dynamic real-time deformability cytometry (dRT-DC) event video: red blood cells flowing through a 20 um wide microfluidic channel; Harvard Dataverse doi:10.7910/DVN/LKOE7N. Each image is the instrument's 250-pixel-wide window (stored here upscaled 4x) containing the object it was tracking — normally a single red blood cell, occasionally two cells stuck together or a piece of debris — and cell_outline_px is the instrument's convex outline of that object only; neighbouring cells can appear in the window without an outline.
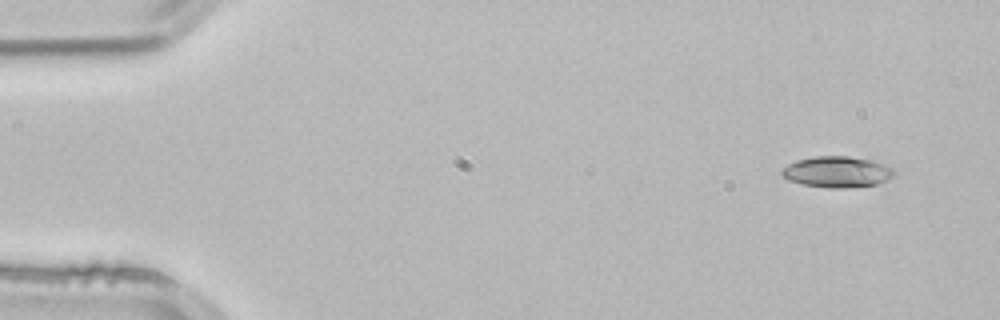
{"species": "common noctule bat (a hibernating species)", "species_latin": "Nyctalus noctula", "temperature_condition": "room temperature", "stored_images_in_passage": 3, "camera_frame_rate_fps": 3000, "um_per_image_px": 0.085, "animal": {"sex": "male", "body_mass_g": 21.5, "forearm_length_mm": 52.0}, "frame": {"image": 1, "passage_image": 1, "time_ms": 0.0, "image_size_px": [1000, 320], "cell_outline_px": [[896, 172], [892, 176], [876, 184], [844, 188], [828, 188], [804, 184], [788, 180], [780, 176], [780, 172], [788, 164], [796, 160], [816, 156], [848, 156], [872, 160], [884, 164], [892, 168]], "centroid_in_image_um": [71.12, 14.6], "position_along_channel_um": 13.9, "area_um2": 20.23}}